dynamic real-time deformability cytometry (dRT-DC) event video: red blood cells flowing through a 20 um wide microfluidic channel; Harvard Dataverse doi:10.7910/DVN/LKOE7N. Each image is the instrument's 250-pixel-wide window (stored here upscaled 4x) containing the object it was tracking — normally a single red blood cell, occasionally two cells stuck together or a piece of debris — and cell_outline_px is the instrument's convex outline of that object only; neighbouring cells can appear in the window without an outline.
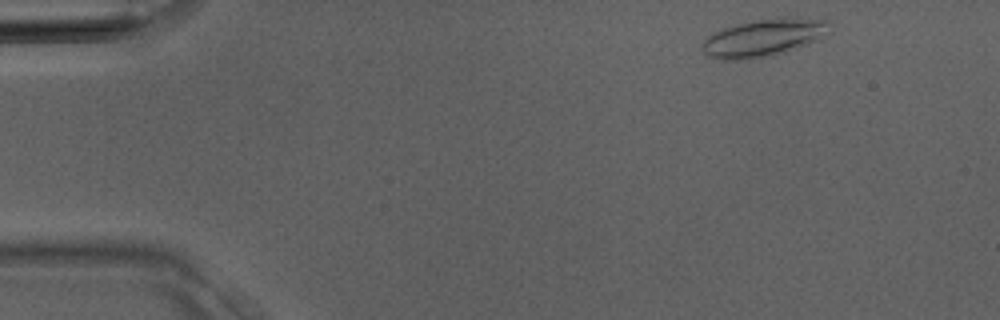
{"species": "Egyptian fruit bat (a non-hibernating species)", "species_latin": "Rousettus aegyptiacus", "temperature_condition": "room temperature", "stored_images_in_passage": 8, "camera_frame_rate_fps": 3000, "um_per_image_px": 0.085, "animal": {"sex": "male"}, "frame": {"image": 1, "passage_image": 2, "time_ms": 0.333, "image_size_px": [1000, 320], "cell_outline_px": [[824, 24], [812, 40], [796, 48], [772, 56], [744, 60], [724, 60], [708, 56], [700, 48], [704, 40], [708, 36], [724, 28], [740, 24], [760, 20], [824, 20]], "centroid_in_image_um": [64.6, 3.3], "position_along_channel_um": 20.4, "area_um2": 25.49}}